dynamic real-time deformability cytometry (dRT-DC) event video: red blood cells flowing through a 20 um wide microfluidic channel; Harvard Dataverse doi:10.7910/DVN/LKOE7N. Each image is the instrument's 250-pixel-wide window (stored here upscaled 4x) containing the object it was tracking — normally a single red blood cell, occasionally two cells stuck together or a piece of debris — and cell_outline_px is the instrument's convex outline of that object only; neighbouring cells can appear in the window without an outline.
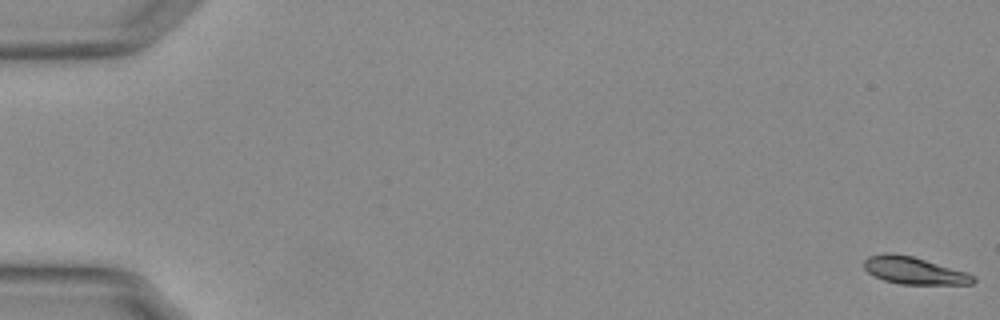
{"species": "Egyptian fruit bat (a non-hibernating species)", "species_latin": "Rousettus aegyptiacus", "temperature_condition": "warm", "stored_images_in_passage": 56, "camera_frame_rate_fps": 3000, "um_per_image_px": 0.085, "animal": {"sex": "female"}, "frame": {"image": 1, "passage_image": 1, "time_ms": 0.0, "image_size_px": [1000, 320], "cell_outline_px": [[976, 280], [972, 284], [900, 284], [884, 280], [868, 272], [864, 268], [864, 260], [868, 256], [884, 252], [892, 252], [912, 256], [968, 272], [976, 276]], "centroid_in_image_um": [77.71, 22.98], "position_along_channel_um": 7.3, "area_um2": 17.46}}
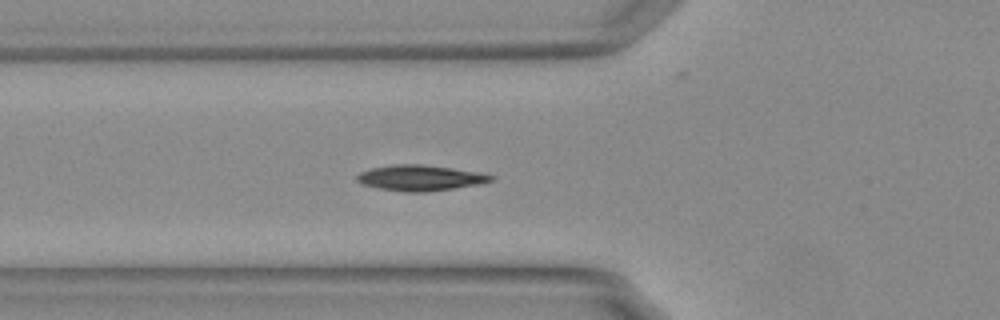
{"frame": {"image": 2, "passage_image": 21, "time_ms": 6.667, "image_size_px": [1000, 320], "cell_outline_px": [[496, 176], [492, 180], [480, 184], [428, 192], [404, 192], [380, 188], [360, 184], [356, 180], [356, 176], [360, 172], [372, 168], [392, 164], [420, 164], [452, 168], [480, 172]], "centroid_in_image_um": [35.71, 15.12], "position_along_channel_um": 90.1, "area_um2": 20.11}}
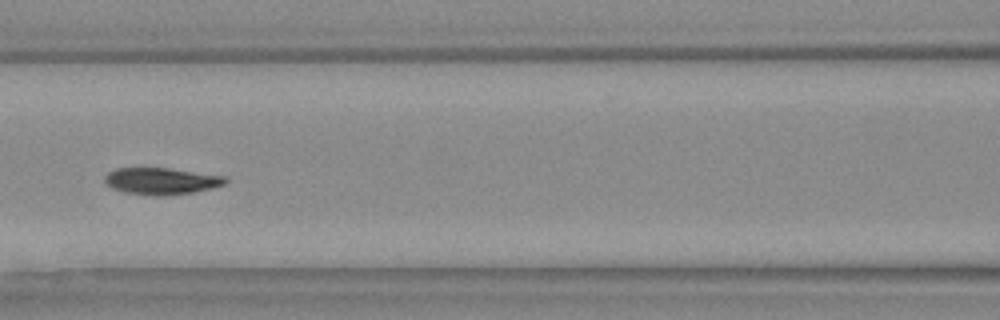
{"frame": {"image": 3, "passage_image": 26, "time_ms": 8.333, "image_size_px": [1000, 320], "cell_outline_px": [[228, 180], [224, 184], [192, 192], [156, 196], [124, 192], [112, 188], [104, 180], [104, 176], [108, 172], [116, 168], [168, 168], [224, 176]], "centroid_in_image_um": [13.66, 15.38], "position_along_channel_um": 152.9, "area_um2": 18.44}, "authors_computed_cell_mechanics": {"area_um2": 18.6116, "velocity_mm_per_s": 3.745, "shape_relaxation_time_tau1_ms": 10.6111, "shape_relaxation_time_tau2_ms": 2.1898, "deformation_change_tau1": 0.258, "deformation_change_tau2": 0.0611}}